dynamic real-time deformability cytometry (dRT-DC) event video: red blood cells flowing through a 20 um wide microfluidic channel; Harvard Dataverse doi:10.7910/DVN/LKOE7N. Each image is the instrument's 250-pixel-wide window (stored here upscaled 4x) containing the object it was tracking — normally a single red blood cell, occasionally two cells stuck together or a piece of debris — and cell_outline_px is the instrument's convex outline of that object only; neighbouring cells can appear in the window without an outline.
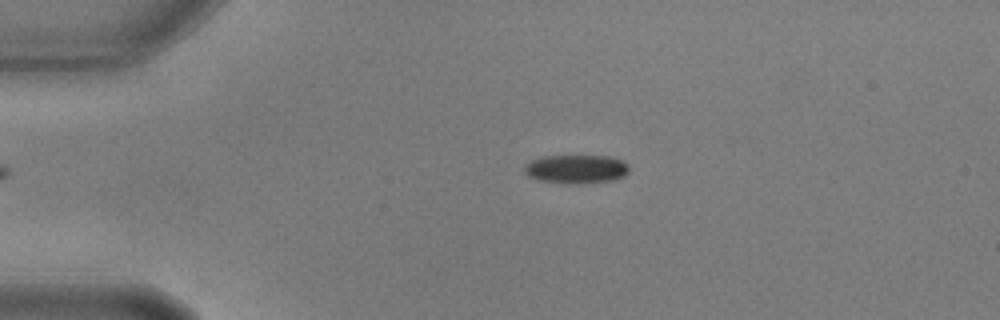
{"species": "common noctule bat (a hibernating species)", "species_latin": "Nyctalus noctula", "temperature_condition": "warm", "stored_images_in_passage": 47, "camera_frame_rate_fps": 3000, "um_per_image_px": 0.085, "animal": {"sex": "male", "body_mass_g": 17.9, "forearm_length_mm": 54.2}, "frame": {"image": 1, "passage_image": 2, "time_ms": 0.333, "image_size_px": [1000, 320], "cell_outline_px": [[628, 172], [624, 176], [616, 180], [580, 184], [572, 184], [536, 180], [528, 176], [524, 172], [524, 164], [532, 160], [544, 156], [608, 156], [620, 160], [628, 164]], "centroid_in_image_um": [48.96, 14.38], "position_along_channel_um": 36.0, "area_um2": 17.69}}
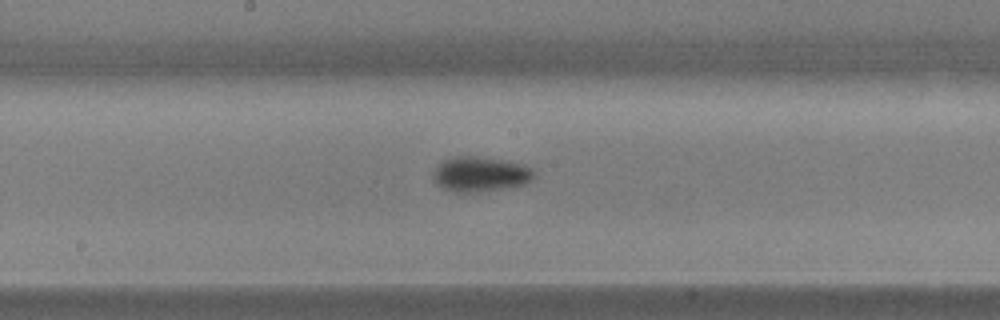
{"frame": {"image": 2, "passage_image": 20, "time_ms": 6.333, "image_size_px": [1000, 320], "cell_outline_px": [[536, 172], [532, 180], [524, 184], [512, 188], [480, 192], [452, 192], [436, 184], [432, 176], [432, 172], [444, 160], [456, 156], [476, 156], [524, 164], [532, 168]], "centroid_in_image_um": [40.86, 14.82], "position_along_channel_um": 207.3, "area_um2": 20.81}}
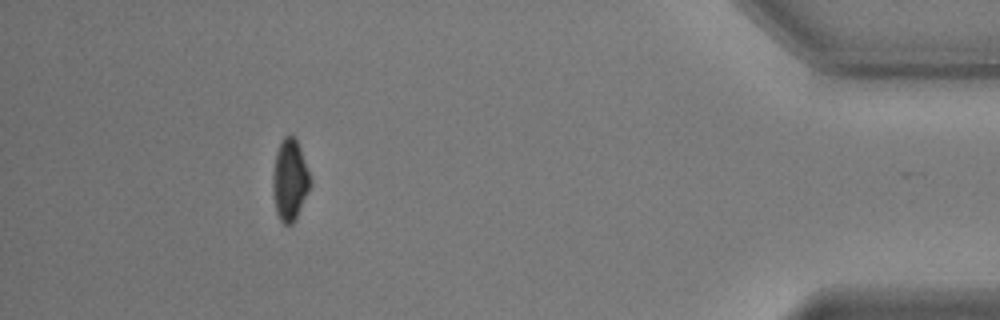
{"frame": {"image": 3, "passage_image": 42, "time_ms": 13.667, "image_size_px": [1000, 320], "cell_outline_px": [[312, 184], [292, 224], [284, 224], [280, 220], [276, 212], [272, 188], [272, 172], [276, 152], [284, 136], [292, 136], [296, 140], [300, 148], [312, 180]], "centroid_in_image_um": [24.63, 15.3], "position_along_channel_um": 410.6, "area_um2": 17.63}}